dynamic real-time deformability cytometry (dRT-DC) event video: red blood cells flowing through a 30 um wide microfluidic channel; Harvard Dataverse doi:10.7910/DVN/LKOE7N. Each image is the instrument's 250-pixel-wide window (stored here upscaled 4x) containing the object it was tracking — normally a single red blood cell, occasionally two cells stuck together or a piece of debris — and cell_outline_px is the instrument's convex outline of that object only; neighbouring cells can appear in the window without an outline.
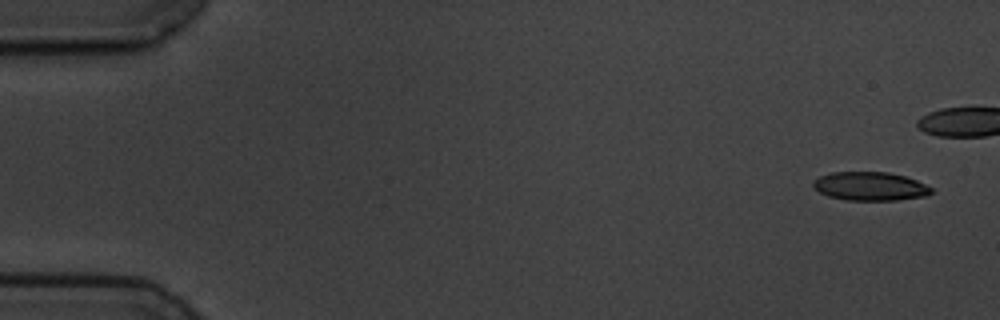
{"species": "common noctule bat (a hibernating species)", "species_latin": "Nyctalus noctula", "temperature_condition": "cold", "stored_images_in_passage": 6, "camera_frame_rate_fps": 3000, "um_per_image_px": 0.085, "animal": {"sex": "male", "body_mass_g": 19.5, "forearm_length_mm": 54.6}, "frame": {"image": 1, "passage_image": 1, "time_ms": 0.0, "image_size_px": [1000, 320], "cell_outline_px": [[932, 192], [924, 196], [896, 200], [844, 200], [828, 196], [820, 192], [812, 184], [812, 180], [820, 176], [832, 172], [888, 172], [904, 176], [916, 180], [932, 188]], "centroid_in_image_um": [73.93, 15.83], "position_along_channel_um": 11.1, "area_um2": 19.59}}
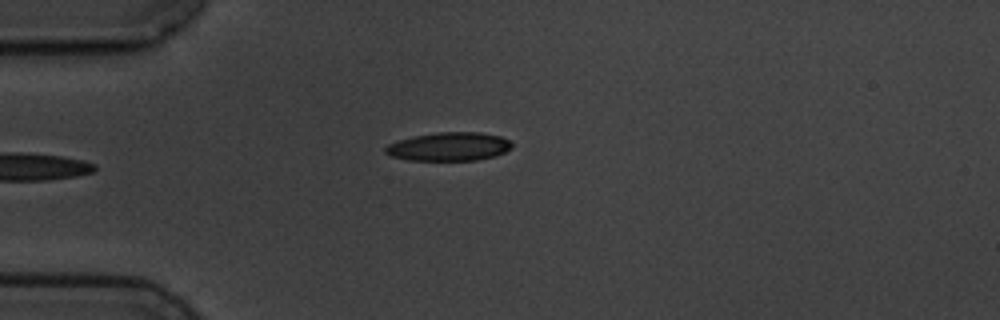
{"frame": {"image": 2, "passage_image": 6, "time_ms": 5.667, "image_size_px": [1000, 320], "cell_outline_px": [[512, 148], [496, 156], [476, 160], [408, 160], [392, 156], [384, 152], [384, 148], [388, 144], [396, 140], [412, 136], [436, 132], [480, 132], [500, 136], [508, 140], [512, 144]], "centroid_in_image_um": [38.14, 12.45], "position_along_channel_um": 46.9, "area_um2": 21.15}}